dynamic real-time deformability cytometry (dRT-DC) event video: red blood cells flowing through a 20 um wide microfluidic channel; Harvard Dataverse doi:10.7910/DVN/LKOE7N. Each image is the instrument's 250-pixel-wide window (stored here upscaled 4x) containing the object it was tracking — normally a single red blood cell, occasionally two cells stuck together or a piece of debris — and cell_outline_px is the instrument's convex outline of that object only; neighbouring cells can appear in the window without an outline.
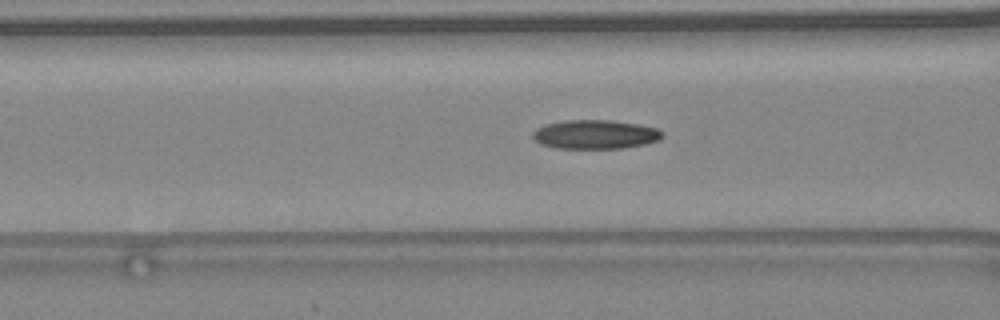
{"species": "common noctule bat (a hibernating species)", "species_latin": "Nyctalus noctula", "temperature_condition": "warm", "stored_images_in_passage": 46, "camera_frame_rate_fps": 3000, "um_per_image_px": 0.085, "animal": {"sex": "female", "body_mass_g": 24.6, "forearm_length_mm": 56.2}, "frame": {"image": 1, "passage_image": 20, "time_ms": 6.333, "image_size_px": [1000, 320], "cell_outline_px": [[664, 136], [660, 140], [644, 144], [624, 148], [556, 148], [540, 144], [532, 136], [532, 132], [536, 128], [544, 124], [564, 120], [612, 120], [636, 124], [656, 128], [664, 132]], "centroid_in_image_um": [50.59, 11.42], "position_along_channel_um": 116.0, "area_um2": 22.02}, "authors_computed_cell_mechanics": {"area_um2": 20.9236, "velocity_mm_per_s": 4.5783, "shape_relaxation_time_tau1_ms": null, "shape_relaxation_time_tau2_ms": 3.7074, "deformation_change_tau1": null, "deformation_change_tau2": 0.1124}}